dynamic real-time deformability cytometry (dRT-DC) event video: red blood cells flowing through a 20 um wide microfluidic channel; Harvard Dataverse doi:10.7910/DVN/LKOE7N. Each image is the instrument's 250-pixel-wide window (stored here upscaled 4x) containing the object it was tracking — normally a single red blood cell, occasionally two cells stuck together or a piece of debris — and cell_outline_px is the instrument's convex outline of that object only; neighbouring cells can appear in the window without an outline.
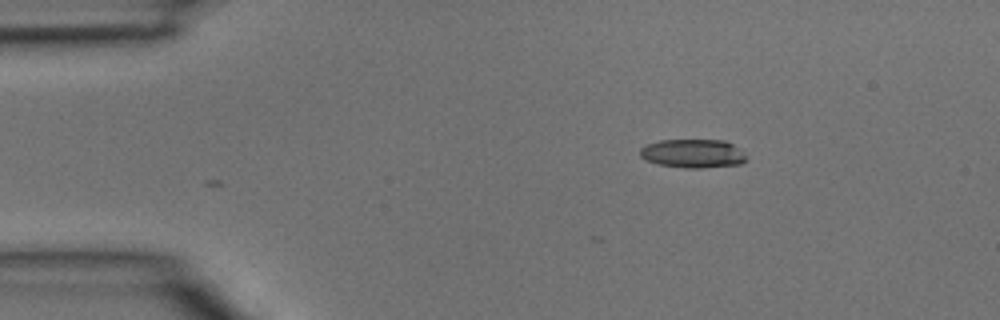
{"species": "common noctule bat (a hibernating species)", "species_latin": "Nyctalus noctula", "temperature_condition": "room temperature", "stored_images_in_passage": 3, "camera_frame_rate_fps": 3000, "um_per_image_px": 0.085, "animal": {"sex": "male", "body_mass_g": 15.6}, "frame": {"image": 1, "passage_image": 1, "time_ms": 0.0, "image_size_px": [1000, 320], "cell_outline_px": [[748, 156], [740, 164], [700, 168], [684, 168], [656, 164], [640, 156], [640, 148], [648, 144], [660, 140], [724, 140], [732, 144], [744, 152]], "centroid_in_image_um": [58.9, 13.05], "position_along_channel_um": 26.1, "area_um2": 17.74}}
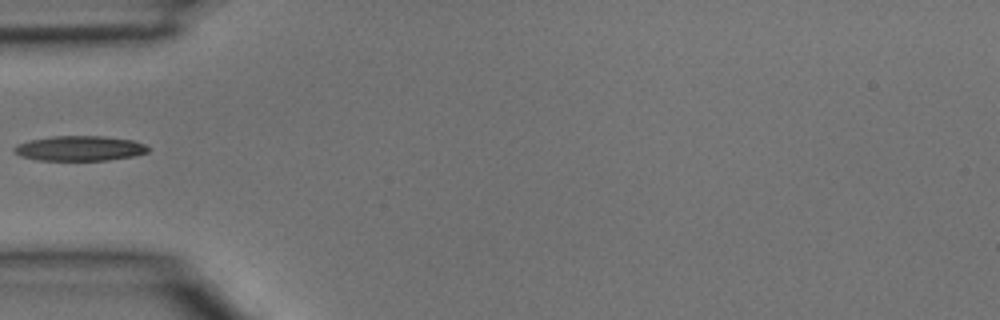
{"frame": {"image": 2, "passage_image": 3, "time_ms": 0.667, "image_size_px": [1000, 320], "cell_outline_px": [[148, 152], [132, 156], [108, 160], [36, 160], [20, 156], [12, 148], [16, 144], [28, 140], [52, 136], [104, 136], [132, 140], [144, 144], [148, 148]], "centroid_in_image_um": [6.73, 12.6], "position_along_channel_um": 78.3, "area_um2": 19.48}}